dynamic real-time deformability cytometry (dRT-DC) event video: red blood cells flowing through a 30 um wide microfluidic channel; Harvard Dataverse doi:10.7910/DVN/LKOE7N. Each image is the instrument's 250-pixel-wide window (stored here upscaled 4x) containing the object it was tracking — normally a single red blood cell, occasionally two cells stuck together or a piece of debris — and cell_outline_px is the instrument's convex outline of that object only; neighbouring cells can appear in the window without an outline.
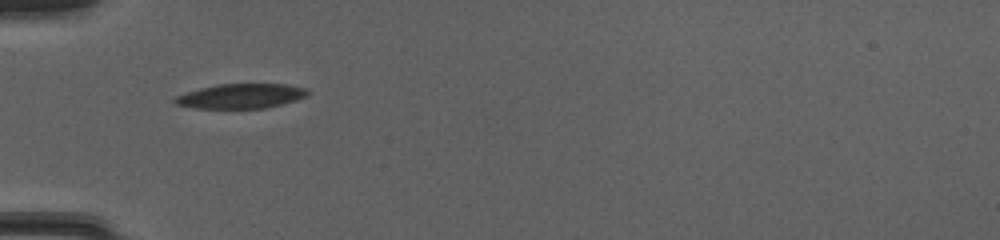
{"species": "common noctule bat (a hibernating species)", "species_latin": "Nyctalus noctula", "temperature_condition": "cold", "stored_images_in_passage": 37, "camera_frame_rate_fps": 3000, "um_per_image_px": 0.085, "animal": {"sex": "female", "body_mass_g": 20.0, "forearm_length_mm": 54.0}, "frame": {"image": 1, "passage_image": 1, "time_ms": 0.0, "image_size_px": [1000, 240], "cell_outline_px": [[308, 96], [296, 100], [264, 108], [196, 108], [176, 104], [172, 100], [176, 96], [200, 88], [220, 84], [288, 84], [308, 88]], "centroid_in_image_um": [20.51, 8.16], "position_along_channel_um": 64.5, "area_um2": 18.96}}
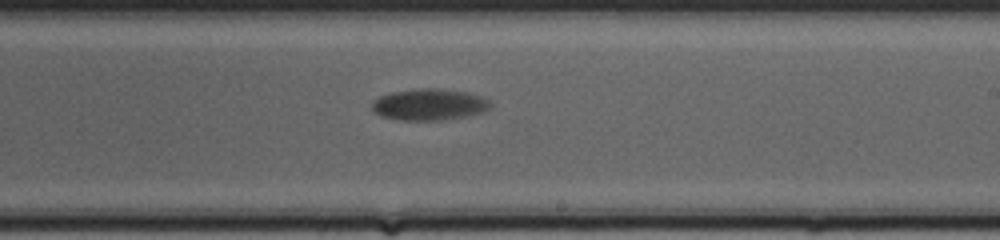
{"frame": {"image": 2, "passage_image": 16, "time_ms": 5.0, "image_size_px": [1000, 240], "cell_outline_px": [[492, 104], [484, 112], [464, 116], [440, 120], [396, 120], [380, 116], [372, 108], [372, 100], [380, 96], [392, 92], [420, 88], [436, 88], [464, 92], [480, 96], [488, 100]], "centroid_in_image_um": [36.44, 8.89], "position_along_channel_um": 252.6, "area_um2": 21.56}}
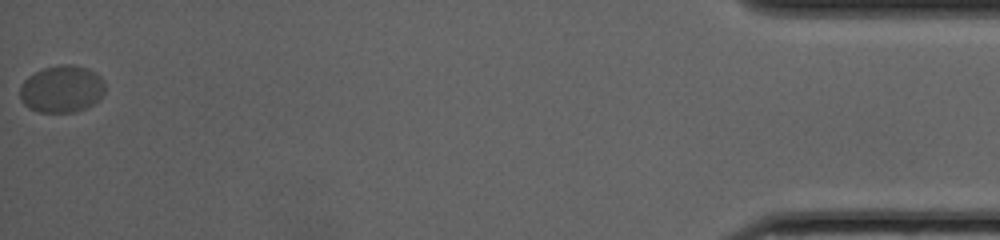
{"frame": {"image": 3, "passage_image": 37, "time_ms": 12.0, "image_size_px": [1000, 240], "cell_outline_px": [[104, 92], [100, 100], [76, 112], [40, 112], [28, 108], [20, 100], [20, 88], [24, 80], [28, 76], [44, 68], [60, 64], [72, 64], [88, 68], [96, 72], [104, 80]], "centroid_in_image_um": [5.26, 7.56], "position_along_channel_um": 429.9, "area_um2": 23.58}}